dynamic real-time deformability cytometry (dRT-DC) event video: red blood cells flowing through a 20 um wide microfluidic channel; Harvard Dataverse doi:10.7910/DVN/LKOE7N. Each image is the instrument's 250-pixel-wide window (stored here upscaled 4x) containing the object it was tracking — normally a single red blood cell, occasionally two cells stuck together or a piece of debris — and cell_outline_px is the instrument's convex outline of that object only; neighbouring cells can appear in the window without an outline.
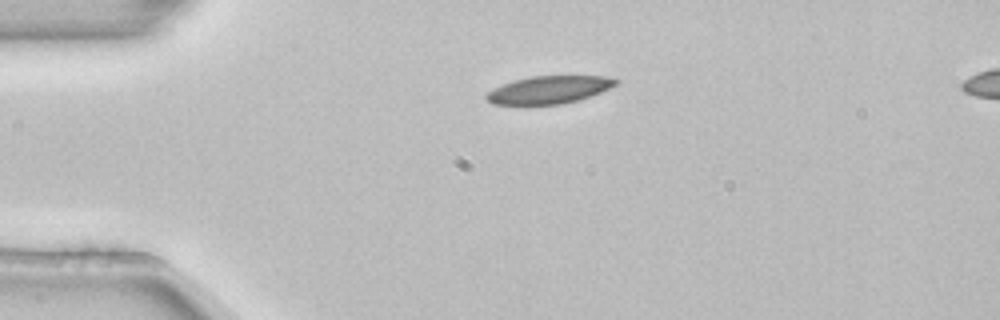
{"species": "common noctule bat (a hibernating species)", "species_latin": "Nyctalus noctula", "temperature_condition": "room temperature", "stored_images_in_passage": 3, "segment_of_instrument_passage": [1, 2], "camera_frame_rate_fps": 3000, "um_per_image_px": 0.085, "animal": {"sex": "female", "body_mass_g": 22.7, "forearm_length_mm": 54.2}, "frame": {"image": 1, "passage_image": 1, "time_ms": 0.0, "image_size_px": [1000, 320], "cell_outline_px": [[620, 80], [616, 84], [600, 92], [580, 100], [560, 104], [492, 104], [484, 96], [488, 92], [504, 84], [516, 80], [532, 76], [604, 76]], "centroid_in_image_um": [46.69, 7.63], "position_along_channel_um": 38.3, "area_um2": 20.46}}